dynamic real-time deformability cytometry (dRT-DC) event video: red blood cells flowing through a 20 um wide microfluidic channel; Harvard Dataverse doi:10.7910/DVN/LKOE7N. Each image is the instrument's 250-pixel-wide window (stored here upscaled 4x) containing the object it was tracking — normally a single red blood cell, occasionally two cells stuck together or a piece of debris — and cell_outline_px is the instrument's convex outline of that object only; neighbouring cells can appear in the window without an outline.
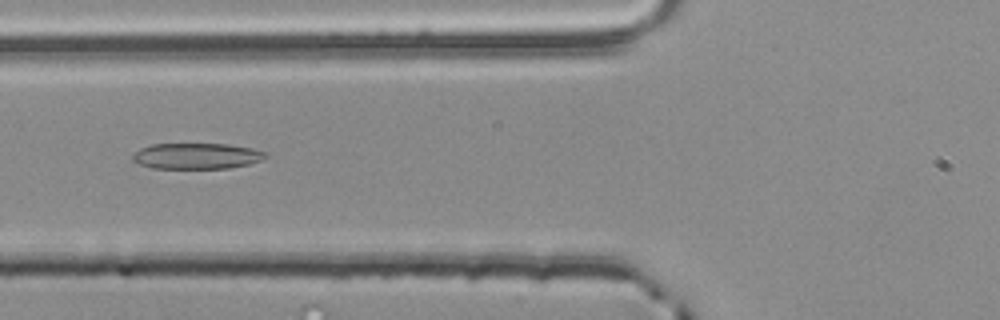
{"species": "common noctule bat (a hibernating species)", "species_latin": "Nyctalus noctula", "temperature_condition": "room temperature", "stored_images_in_passage": 51, "camera_frame_rate_fps": 3000, "um_per_image_px": 0.085, "animal": {"sex": "male", "body_mass_g": 20.4}, "frame": {"image": 1, "passage_image": 18, "time_ms": 5.667, "image_size_px": [1000, 320], "cell_outline_px": [[268, 156], [260, 160], [248, 164], [228, 168], [152, 168], [140, 164], [132, 160], [132, 156], [140, 148], [152, 144], [228, 144], [252, 148], [268, 152]], "centroid_in_image_um": [16.73, 13.25], "position_along_channel_um": 109.1, "area_um2": 20.0}}
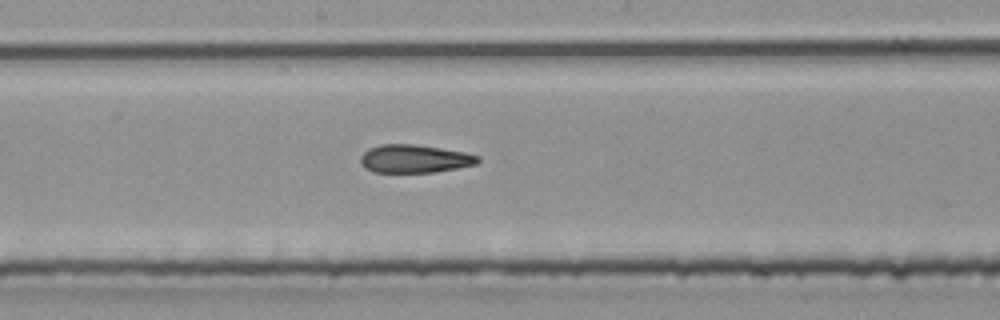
{"frame": {"image": 2, "passage_image": 26, "time_ms": 8.333, "image_size_px": [1000, 320], "cell_outline_px": [[480, 160], [476, 164], [456, 168], [432, 172], [372, 172], [364, 168], [360, 164], [360, 156], [368, 148], [380, 144], [416, 144], [464, 152], [480, 156]], "centroid_in_image_um": [35.19, 13.49], "position_along_channel_um": 213.0, "area_um2": 19.31}}
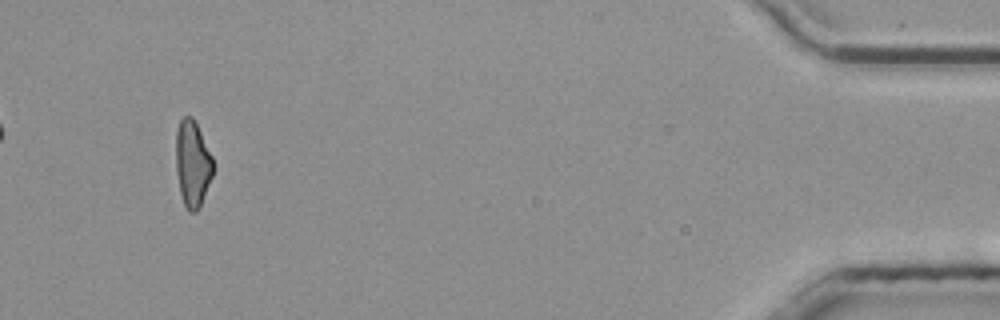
{"frame": {"image": 3, "passage_image": 48, "time_ms": 15.667, "image_size_px": [1000, 320], "cell_outline_px": [[212, 176], [200, 208], [196, 212], [188, 212], [184, 204], [180, 192], [176, 172], [176, 132], [180, 120], [184, 116], [192, 116], [212, 156]], "centroid_in_image_um": [16.35, 13.94], "position_along_channel_um": 418.9, "area_um2": 18.55}, "authors_computed_cell_mechanics": {"area_um2": 19.8832, "velocity_mm_per_s": 3.8734, "shape_relaxation_time_tau1_ms": 5.5744, "shape_relaxation_time_tau2_ms": 2.9048, "deformation_change_tau1": 0.1667, "deformation_change_tau2": 0.1385}}